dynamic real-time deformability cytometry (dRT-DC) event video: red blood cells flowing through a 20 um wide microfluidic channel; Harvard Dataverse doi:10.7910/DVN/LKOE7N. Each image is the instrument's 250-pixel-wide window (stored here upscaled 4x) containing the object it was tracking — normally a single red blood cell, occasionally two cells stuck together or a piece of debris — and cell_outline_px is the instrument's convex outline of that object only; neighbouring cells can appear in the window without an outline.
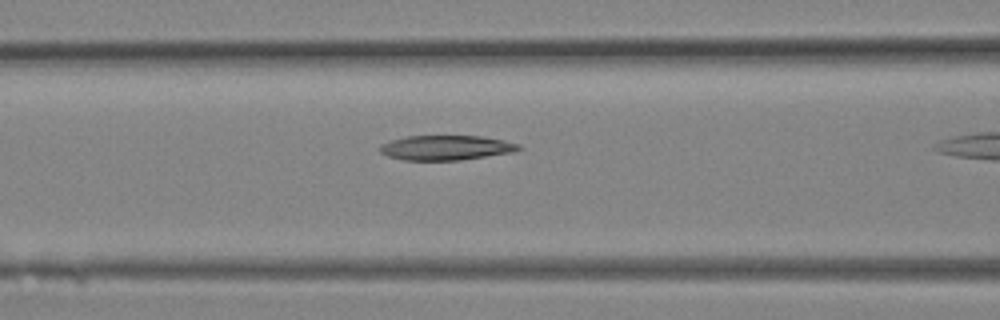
{"species": "Egyptian fruit bat (a non-hibernating species)", "species_latin": "Rousettus aegyptiacus", "temperature_condition": "room temperature", "stored_images_in_passage": 10, "camera_frame_rate_fps": 3000, "um_per_image_px": 0.085, "animal": {"sex": "female"}, "frame": {"image": 1, "passage_image": 9, "time_ms": 2.667, "image_size_px": [1000, 320], "cell_outline_px": [[520, 148], [512, 152], [460, 160], [404, 160], [388, 156], [380, 152], [376, 148], [380, 144], [392, 140], [408, 136], [480, 136], [504, 140], [520, 144]], "centroid_in_image_um": [37.86, 12.55], "position_along_channel_um": 128.7, "area_um2": 19.94}}